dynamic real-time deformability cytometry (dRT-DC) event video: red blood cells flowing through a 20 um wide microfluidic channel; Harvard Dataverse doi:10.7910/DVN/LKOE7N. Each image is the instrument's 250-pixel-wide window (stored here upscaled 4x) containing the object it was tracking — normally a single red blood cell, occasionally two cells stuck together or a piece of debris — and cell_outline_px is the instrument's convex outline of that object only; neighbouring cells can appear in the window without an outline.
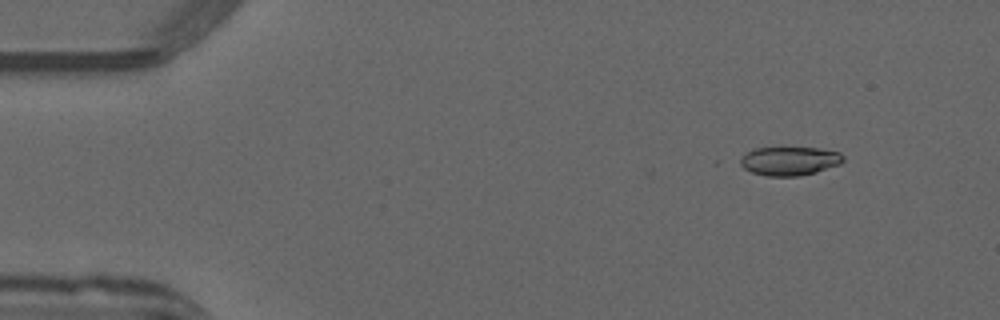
{"species": "common noctule bat (a hibernating species)", "species_latin": "Nyctalus noctula", "temperature_condition": "warm", "stored_images_in_passage": 4, "camera_frame_rate_fps": 3000, "um_per_image_px": 0.085, "animal": {"sex": "male", "forearm_length_mm": 52.5}, "frame": {"image": 1, "passage_image": 1, "time_ms": 0.0, "image_size_px": [1000, 320], "cell_outline_px": [[844, 160], [840, 164], [816, 172], [800, 176], [768, 176], [752, 172], [744, 168], [740, 164], [740, 160], [752, 148], [820, 148], [840, 152], [844, 156]], "centroid_in_image_um": [67.15, 13.68], "position_along_channel_um": 17.9, "area_um2": 17.17}}